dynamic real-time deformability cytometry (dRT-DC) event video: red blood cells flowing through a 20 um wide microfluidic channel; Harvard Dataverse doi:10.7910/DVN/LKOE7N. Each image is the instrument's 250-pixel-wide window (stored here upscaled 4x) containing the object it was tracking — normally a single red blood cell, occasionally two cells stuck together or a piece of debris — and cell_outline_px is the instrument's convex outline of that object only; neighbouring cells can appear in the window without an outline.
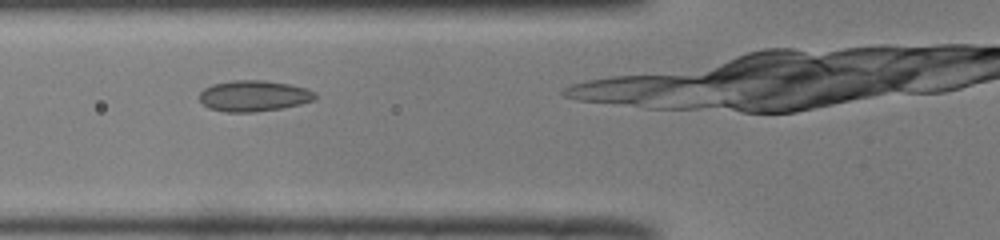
{"species": "common noctule bat (a hibernating species)", "species_latin": "Nyctalus noctula", "temperature_condition": "room temperature", "stored_images_in_passage": 15, "camera_frame_rate_fps": 3000, "um_per_image_px": 0.085, "animal": {"sex": "male", "body_mass_g": 19.0, "forearm_length_mm": 50.8}, "frame": {"image": 1, "passage_image": 3, "time_ms": 0.667, "image_size_px": [1000, 240], "cell_outline_px": [[316, 100], [300, 104], [280, 108], [252, 112], [228, 112], [208, 108], [200, 100], [200, 92], [204, 88], [212, 84], [232, 80], [264, 80], [288, 84], [304, 88], [316, 92]], "centroid_in_image_um": [21.56, 8.14], "position_along_channel_um": 104.2, "area_um2": 20.81}}